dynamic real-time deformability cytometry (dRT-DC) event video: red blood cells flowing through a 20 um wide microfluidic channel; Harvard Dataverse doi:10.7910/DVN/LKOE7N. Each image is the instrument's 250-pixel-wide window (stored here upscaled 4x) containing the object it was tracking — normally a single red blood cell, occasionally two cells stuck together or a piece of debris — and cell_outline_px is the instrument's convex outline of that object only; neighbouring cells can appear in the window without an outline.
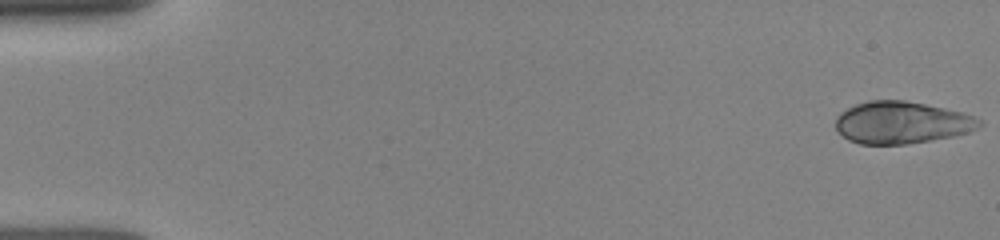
{"species": "human", "species_latin": "Homo sapiens", "temperature_condition": "room temperature", "stored_images_in_passage": 36, "camera_frame_rate_fps": 3000, "um_per_image_px": 0.085, "donor": {"sex": "female"}, "frame": {"image": 1, "passage_image": 1, "time_ms": 0.0, "image_size_px": [1000, 240], "cell_outline_px": [[984, 124], [968, 132], [952, 136], [908, 144], [860, 144], [848, 140], [836, 128], [836, 116], [840, 112], [856, 104], [868, 100], [904, 100], [924, 104], [960, 112], [972, 116], [980, 120]], "centroid_in_image_um": [76.6, 10.42], "position_along_channel_um": 8.4, "area_um2": 34.97}}
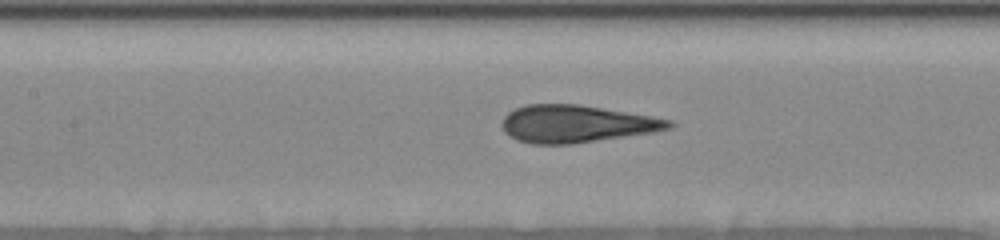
{"frame": {"image": 2, "passage_image": 20, "time_ms": 7.333, "image_size_px": [1000, 240], "cell_outline_px": [[676, 124], [672, 128], [652, 132], [572, 144], [532, 144], [516, 140], [508, 136], [504, 132], [500, 124], [504, 116], [508, 112], [524, 104], [576, 104], [652, 116], [672, 120]], "centroid_in_image_um": [48.94, 10.53], "position_along_channel_um": 158.5, "area_um2": 36.47}}
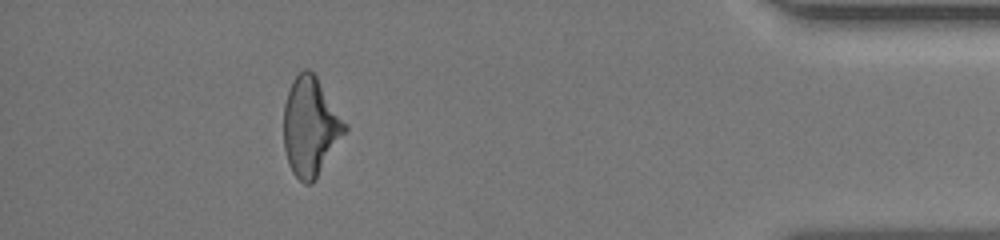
{"frame": {"image": 3, "passage_image": 35, "time_ms": 14.667, "image_size_px": [1000, 240], "cell_outline_px": [[348, 128], [316, 180], [312, 184], [304, 184], [292, 172], [288, 164], [284, 148], [284, 104], [292, 80], [304, 68], [308, 68], [316, 76], [348, 124]], "centroid_in_image_um": [26.39, 10.78], "position_along_channel_um": 408.8, "area_um2": 35.32}}